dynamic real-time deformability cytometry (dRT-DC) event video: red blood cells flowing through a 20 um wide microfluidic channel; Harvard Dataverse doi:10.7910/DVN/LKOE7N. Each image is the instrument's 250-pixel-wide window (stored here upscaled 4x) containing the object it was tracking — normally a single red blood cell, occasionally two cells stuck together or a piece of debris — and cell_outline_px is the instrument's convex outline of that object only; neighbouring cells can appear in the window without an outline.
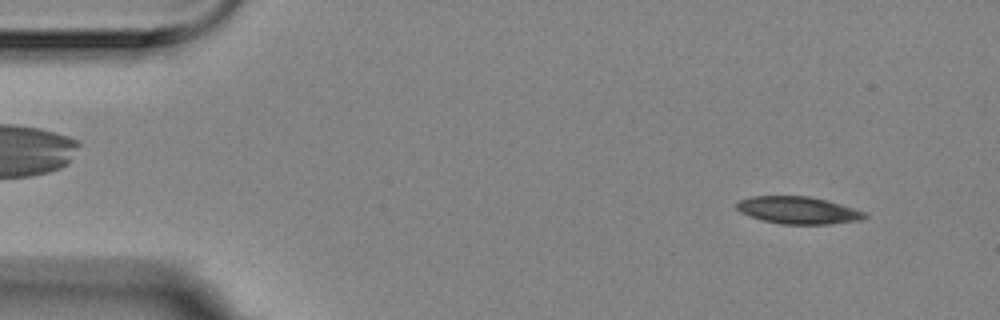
{"species": "Egyptian fruit bat (a non-hibernating species)", "species_latin": "Rousettus aegyptiacus", "temperature_condition": "room temperature", "stored_images_in_passage": 2, "camera_frame_rate_fps": 3000, "um_per_image_px": 0.085, "animal": {"sex": "female"}, "frame": {"image": 1, "passage_image": 2, "time_ms": 0.333, "image_size_px": [1000, 320], "cell_outline_px": [[868, 216], [860, 220], [828, 224], [780, 224], [764, 220], [740, 212], [736, 208], [736, 204], [740, 200], [752, 196], [808, 196], [828, 200], [864, 212]], "centroid_in_image_um": [67.83, 17.86], "position_along_channel_um": 17.2, "area_um2": 20.11}}